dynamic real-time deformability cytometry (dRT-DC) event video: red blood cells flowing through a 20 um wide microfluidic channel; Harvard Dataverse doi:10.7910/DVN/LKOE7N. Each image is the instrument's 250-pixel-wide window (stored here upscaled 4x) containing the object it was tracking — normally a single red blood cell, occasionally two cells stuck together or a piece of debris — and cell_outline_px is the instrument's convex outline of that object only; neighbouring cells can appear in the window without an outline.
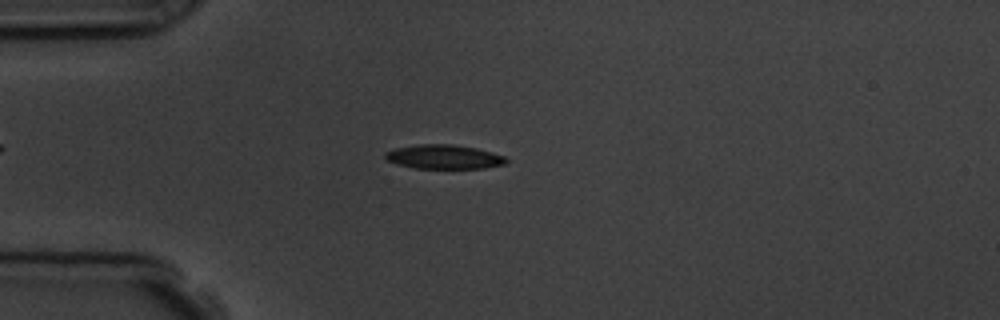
{"species": "common noctule bat (a hibernating species)", "species_latin": "Nyctalus noctula", "temperature_condition": "room temperature", "stored_images_in_passage": 4, "camera_frame_rate_fps": 3000, "um_per_image_px": 0.085, "animal": {"sex": "male", "body_mass_g": 19.5, "forearm_length_mm": 54.6}, "frame": {"image": 1, "passage_image": 4, "time_ms": 5.0, "image_size_px": [1000, 320], "cell_outline_px": [[508, 160], [504, 164], [484, 168], [416, 168], [396, 164], [388, 160], [384, 156], [384, 152], [396, 148], [416, 144], [452, 144], [476, 148], [492, 152], [504, 156]], "centroid_in_image_um": [37.72, 13.32], "position_along_channel_um": 47.3, "area_um2": 16.99}}